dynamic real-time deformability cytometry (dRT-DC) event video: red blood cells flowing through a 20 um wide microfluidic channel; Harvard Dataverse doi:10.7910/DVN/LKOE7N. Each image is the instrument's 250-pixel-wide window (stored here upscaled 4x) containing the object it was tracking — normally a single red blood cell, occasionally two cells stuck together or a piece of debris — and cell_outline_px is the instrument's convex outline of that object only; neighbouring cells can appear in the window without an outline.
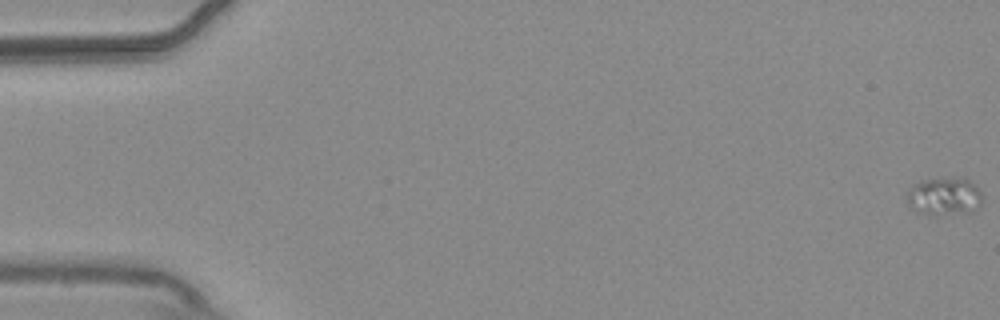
{"species": "common noctule bat (a hibernating species)", "species_latin": "Nyctalus noctula", "temperature_condition": "warm", "stored_images_in_passage": 58, "segment_of_instrument_passage": [1, 2], "camera_frame_rate_fps": 3000, "um_per_image_px": 0.085, "animal": {"sex": "male", "body_mass_g": 20.4}, "frame": {"image": 1, "passage_image": 1, "time_ms": 0.0, "image_size_px": [1000, 320], "cell_outline_px": [[980, 204], [972, 212], [936, 216], [932, 216], [908, 208], [908, 192], [912, 184], [924, 180], [952, 176], [964, 176], [980, 192]], "centroid_in_image_um": [80.23, 16.69], "position_along_channel_um": 4.8, "area_um2": 16.94}}
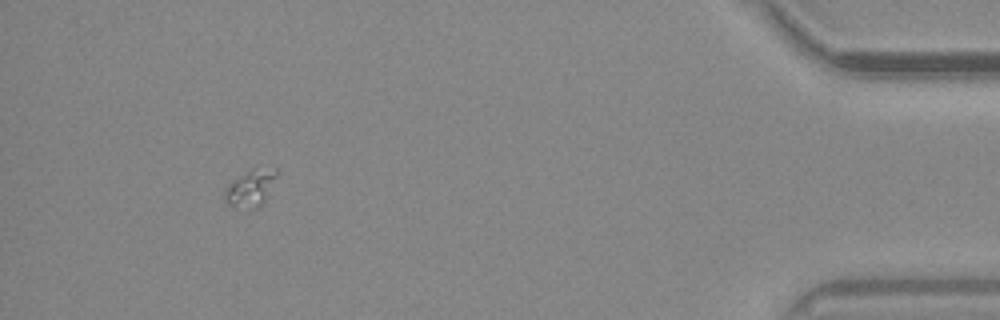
{"frame": {"image": 2, "passage_image": 53, "time_ms": 17.333, "image_size_px": [1000, 320], "cell_outline_px": [[280, 172], [264, 204], [256, 208], [228, 204], [224, 200], [224, 188], [232, 180], [252, 168], [276, 168]], "centroid_in_image_um": [21.35, 15.94], "position_along_channel_um": 413.8, "area_um2": 11.33}}